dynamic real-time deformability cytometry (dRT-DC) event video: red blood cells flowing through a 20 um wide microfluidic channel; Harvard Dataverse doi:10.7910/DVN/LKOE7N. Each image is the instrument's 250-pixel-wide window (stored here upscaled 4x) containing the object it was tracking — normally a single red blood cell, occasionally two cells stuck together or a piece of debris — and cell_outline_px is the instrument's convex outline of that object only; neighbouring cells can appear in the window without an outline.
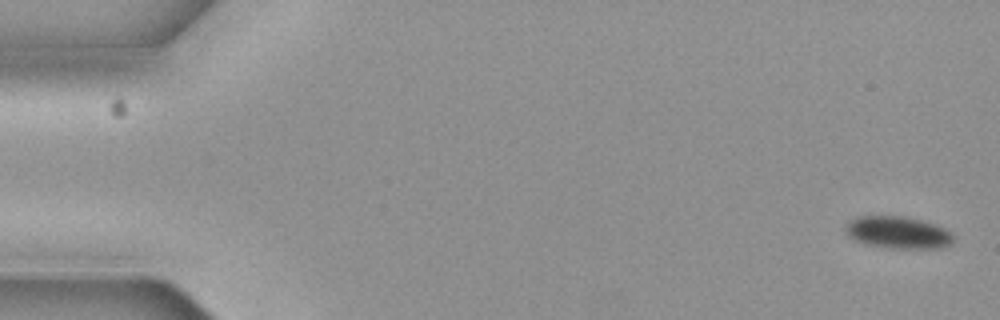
{"species": "common noctule bat (a hibernating species)", "species_latin": "Nyctalus noctula", "temperature_condition": "cold", "stored_images_in_passage": 5, "camera_frame_rate_fps": 3000, "um_per_image_px": 0.085, "animal": {"sex": "female", "body_mass_g": 19.3, "forearm_length_mm": 54.1}, "frame": {"image": 1, "passage_image": 1, "time_ms": 0.0, "image_size_px": [1000, 320], "cell_outline_px": [[952, 240], [948, 244], [936, 248], [892, 248], [868, 244], [856, 240], [848, 236], [844, 232], [844, 228], [856, 216], [908, 216], [936, 224], [952, 232]], "centroid_in_image_um": [76.31, 19.74], "position_along_channel_um": 8.7, "area_um2": 20.06}}